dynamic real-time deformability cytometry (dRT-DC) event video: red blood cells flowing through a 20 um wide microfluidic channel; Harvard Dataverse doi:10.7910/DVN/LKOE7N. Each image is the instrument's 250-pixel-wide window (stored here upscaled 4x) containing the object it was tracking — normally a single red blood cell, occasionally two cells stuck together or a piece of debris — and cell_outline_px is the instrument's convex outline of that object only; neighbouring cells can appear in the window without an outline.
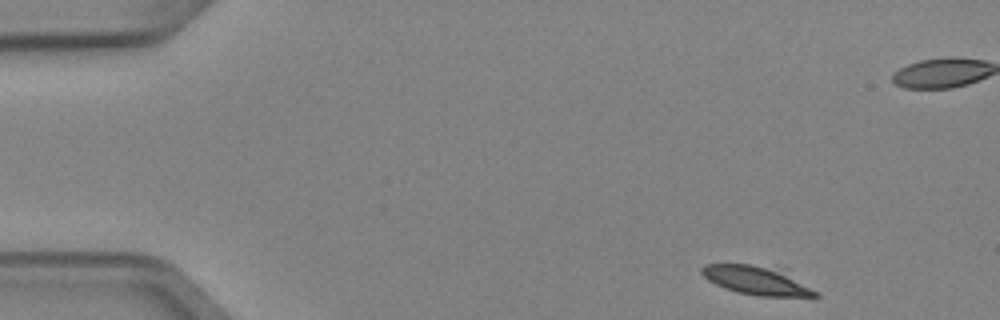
{"species": "Egyptian fruit bat (a non-hibernating species)", "species_latin": "Rousettus aegyptiacus", "temperature_condition": "cold", "stored_images_in_passage": 3, "camera_frame_rate_fps": 3000, "um_per_image_px": 0.085, "animal": {"sex": "female"}, "frame": {"image": 1, "passage_image": 1, "time_ms": 0.0, "image_size_px": [1000, 320], "cell_outline_px": [[820, 296], [756, 296], [736, 292], [724, 288], [708, 280], [700, 272], [700, 268], [704, 264], [748, 264], [764, 268], [776, 272], [820, 292]], "centroid_in_image_um": [64.15, 23.87], "position_along_channel_um": 20.8, "area_um2": 17.86}}